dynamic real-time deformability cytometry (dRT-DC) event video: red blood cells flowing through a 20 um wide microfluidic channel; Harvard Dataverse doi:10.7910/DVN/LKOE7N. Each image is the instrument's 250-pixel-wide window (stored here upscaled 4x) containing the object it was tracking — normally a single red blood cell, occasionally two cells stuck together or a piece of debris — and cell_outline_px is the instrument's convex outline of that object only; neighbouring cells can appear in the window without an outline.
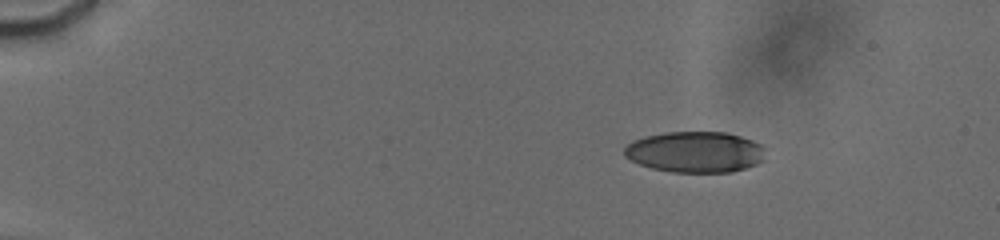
{"species": "human", "species_latin": "Homo sapiens", "temperature_condition": "cold", "stored_images_in_passage": 15, "camera_frame_rate_fps": 3000, "um_per_image_px": 0.085, "donor": {"sex": "male"}, "frame": {"image": 1, "passage_image": 9, "time_ms": 3.333, "image_size_px": [1000, 240], "cell_outline_px": [[764, 160], [756, 164], [732, 172], [672, 172], [652, 168], [640, 164], [624, 156], [624, 148], [632, 140], [644, 136], [664, 132], [728, 132], [752, 140], [760, 144], [764, 148]], "centroid_in_image_um": [59.08, 12.91], "position_along_channel_um": 25.9, "area_um2": 33.81}}